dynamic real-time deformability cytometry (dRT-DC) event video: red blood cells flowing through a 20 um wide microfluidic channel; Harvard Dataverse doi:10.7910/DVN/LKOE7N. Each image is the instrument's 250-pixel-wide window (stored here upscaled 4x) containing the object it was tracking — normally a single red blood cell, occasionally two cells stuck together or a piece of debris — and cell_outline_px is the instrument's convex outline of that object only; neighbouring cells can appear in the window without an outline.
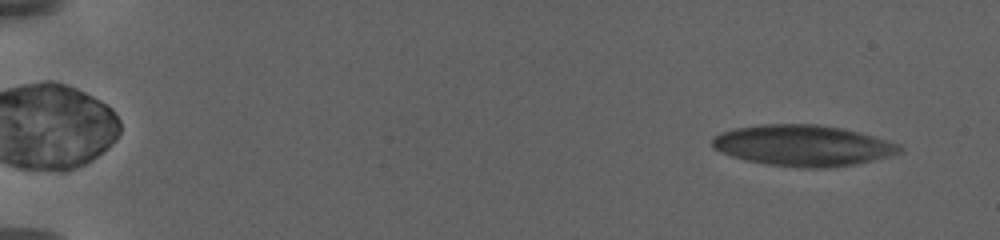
{"species": "human", "species_latin": "Homo sapiens", "temperature_condition": "warm", "stored_images_in_passage": 64, "camera_frame_rate_fps": 3000, "um_per_image_px": 0.085, "donor": {"sex": "female"}, "frame": {"image": 1, "passage_image": 3, "time_ms": 1.0, "image_size_px": [1000, 240], "cell_outline_px": [[904, 152], [892, 156], [856, 164], [828, 168], [796, 168], [768, 164], [748, 160], [732, 156], [720, 152], [712, 144], [712, 136], [720, 132], [736, 128], [764, 124], [816, 124], [840, 128], [872, 136], [900, 144], [904, 148]], "centroid_in_image_um": [68.28, 12.38], "position_along_channel_um": 16.7, "area_um2": 44.8}}
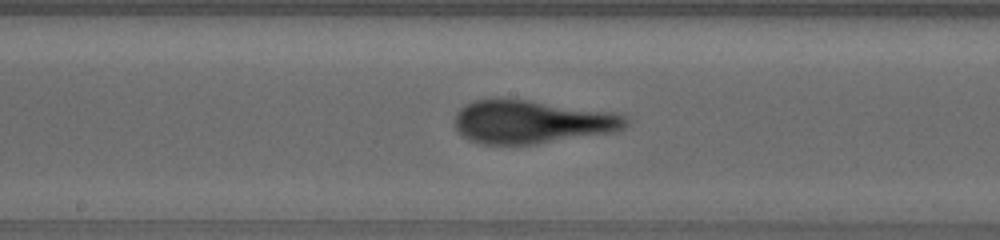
{"frame": {"image": 2, "passage_image": 34, "time_ms": 12.667, "image_size_px": [1000, 240], "cell_outline_px": [[628, 124], [624, 128], [616, 132], [536, 144], [480, 144], [468, 140], [460, 136], [456, 128], [456, 112], [464, 104], [472, 100], [528, 100], [604, 112], [624, 116], [628, 120]], "centroid_in_image_um": [45.14, 10.39], "position_along_channel_um": 203.1, "area_um2": 42.6}}
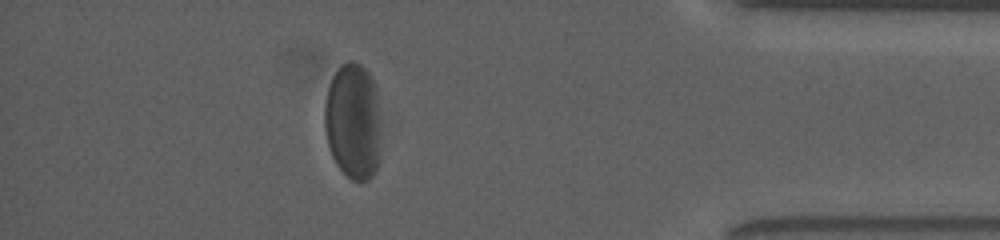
{"frame": {"image": 3, "passage_image": 55, "time_ms": 20.667, "image_size_px": [1000, 240], "cell_outline_px": [[380, 160], [376, 172], [368, 180], [352, 180], [336, 164], [332, 156], [328, 144], [324, 128], [324, 104], [328, 88], [332, 76], [340, 64], [348, 60], [352, 60], [360, 64], [372, 76], [376, 84], [380, 120]], "centroid_in_image_um": [30.03, 10.29], "position_along_channel_um": 405.2, "area_um2": 39.13}, "authors_computed_cell_mechanics": {"area_um2": 43.3211, "velocity_mm_per_s": 2.9094, "shape_relaxation_time_tau1_ms": 5.4521, "shape_relaxation_time_tau2_ms": 1.363, "deformation_change_tau1": 0.1791, "deformation_change_tau2": 0.0976}}